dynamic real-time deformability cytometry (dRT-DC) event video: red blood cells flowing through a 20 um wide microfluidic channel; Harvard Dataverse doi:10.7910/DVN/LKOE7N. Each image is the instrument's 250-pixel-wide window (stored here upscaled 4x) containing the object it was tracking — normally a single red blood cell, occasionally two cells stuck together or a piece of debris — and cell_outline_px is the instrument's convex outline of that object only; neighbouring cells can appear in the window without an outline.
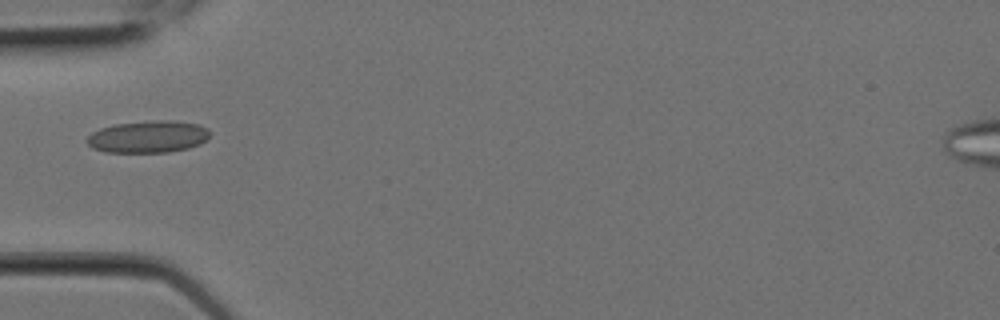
{"species": "Egyptian fruit bat (a non-hibernating species)", "species_latin": "Rousettus aegyptiacus", "temperature_condition": "room temperature", "stored_images_in_passage": 9, "camera_frame_rate_fps": 3000, "um_per_image_px": 0.085, "animal": {"sex": "female"}, "frame": {"image": 1, "passage_image": 6, "time_ms": 1.667, "image_size_px": [1000, 320], "cell_outline_px": [[212, 132], [200, 144], [188, 148], [168, 152], [104, 152], [92, 148], [88, 144], [88, 136], [92, 132], [100, 128], [116, 124], [152, 120], [172, 120], [200, 124], [208, 128]], "centroid_in_image_um": [12.61, 11.61], "position_along_channel_um": 72.4, "area_um2": 23.06}}
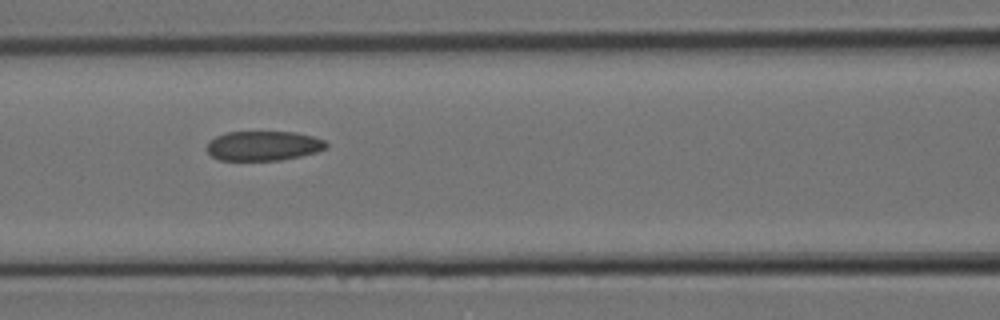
{"frame": {"image": 2, "passage_image": 8, "time_ms": 2.333, "image_size_px": [1000, 320], "cell_outline_px": [[328, 144], [324, 148], [316, 152], [300, 156], [280, 160], [220, 160], [212, 156], [204, 148], [216, 136], [228, 132], [296, 132], [312, 136], [324, 140]], "centroid_in_image_um": [22.37, 12.39], "position_along_channel_um": 144.2, "area_um2": 20.46}}
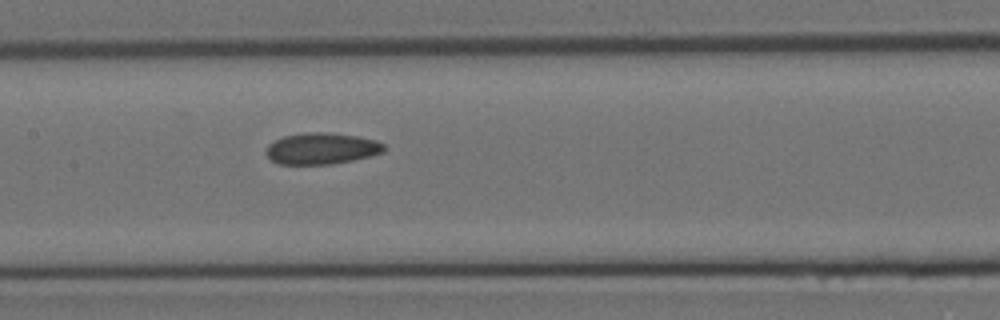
{"frame": {"image": 3, "passage_image": 9, "time_ms": 2.667, "image_size_px": [1000, 320], "cell_outline_px": [[388, 148], [384, 152], [352, 160], [332, 164], [280, 164], [272, 160], [264, 152], [268, 144], [284, 136], [308, 132], [328, 132], [356, 136], [376, 140], [384, 144]], "centroid_in_image_um": [27.35, 12.62], "position_along_channel_um": 180.1, "area_um2": 21.56}}